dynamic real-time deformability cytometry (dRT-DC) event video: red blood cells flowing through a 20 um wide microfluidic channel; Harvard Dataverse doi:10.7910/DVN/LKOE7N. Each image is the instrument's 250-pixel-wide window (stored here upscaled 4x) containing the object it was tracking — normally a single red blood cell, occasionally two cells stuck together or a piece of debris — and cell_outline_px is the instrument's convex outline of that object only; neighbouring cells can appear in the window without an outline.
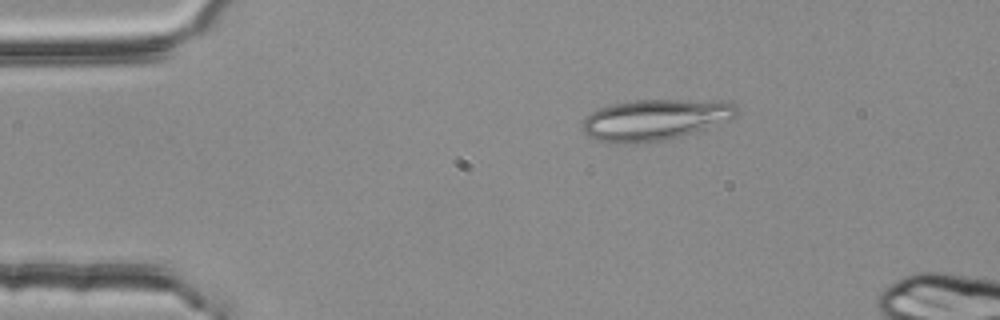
{"species": "common noctule bat (a hibernating species)", "species_latin": "Nyctalus noctula", "temperature_condition": "room temperature", "stored_images_in_passage": 3, "camera_frame_rate_fps": 3000, "um_per_image_px": 0.085, "animal": {"sex": "female", "body_mass_g": 25.1}, "frame": {"image": 1, "passage_image": 1, "time_ms": 0.0, "image_size_px": [1000, 320], "cell_outline_px": [[740, 112], [736, 116], [728, 120], [680, 136], [664, 140], [636, 144], [616, 144], [596, 140], [588, 136], [584, 132], [580, 124], [592, 112], [600, 108], [616, 104], [636, 100], [720, 100], [736, 104]], "centroid_in_image_um": [55.67, 10.18], "position_along_channel_um": 29.3, "area_um2": 36.88}}